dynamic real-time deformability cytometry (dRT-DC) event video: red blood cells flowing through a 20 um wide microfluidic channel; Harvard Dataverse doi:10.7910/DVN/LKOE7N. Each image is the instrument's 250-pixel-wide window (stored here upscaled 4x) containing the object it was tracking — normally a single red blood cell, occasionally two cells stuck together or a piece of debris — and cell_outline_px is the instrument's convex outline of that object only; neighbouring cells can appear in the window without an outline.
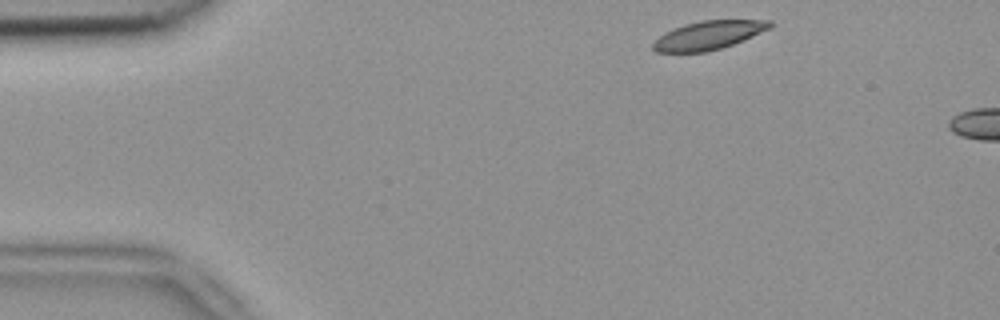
{"species": "common noctule bat (a hibernating species)", "species_latin": "Nyctalus noctula", "temperature_condition": "room temperature", "stored_images_in_passage": 4, "camera_frame_rate_fps": 3000, "um_per_image_px": 0.085, "animal": {"sex": "female", "body_mass_g": 18.4}, "frame": {"image": 1, "passage_image": 1, "time_ms": 0.0, "image_size_px": [1000, 320], "cell_outline_px": [[776, 24], [772, 28], [744, 40], [720, 48], [704, 52], [656, 52], [652, 48], [652, 44], [664, 32], [672, 28], [684, 24], [700, 20], [772, 20]], "centroid_in_image_um": [60.26, 2.98], "position_along_channel_um": 24.7, "area_um2": 19.65}}